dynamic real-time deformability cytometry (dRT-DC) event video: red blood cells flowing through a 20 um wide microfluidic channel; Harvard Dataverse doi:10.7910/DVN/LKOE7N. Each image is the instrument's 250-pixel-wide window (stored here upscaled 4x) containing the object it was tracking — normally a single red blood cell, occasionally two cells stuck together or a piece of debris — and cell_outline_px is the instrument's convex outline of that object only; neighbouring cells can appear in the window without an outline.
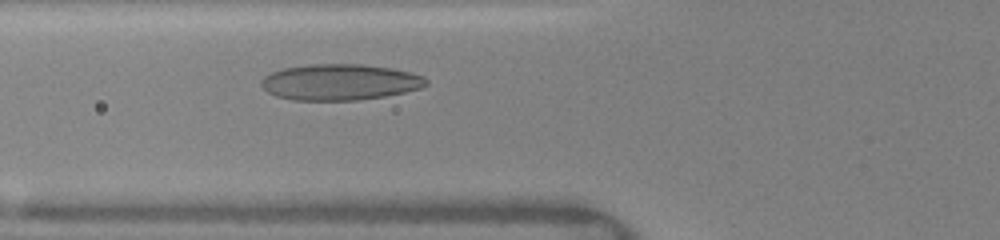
{"species": "human", "species_latin": "Homo sapiens", "temperature_condition": "warm", "stored_images_in_passage": 6, "camera_frame_rate_fps": 3000, "um_per_image_px": 0.085, "donor": {"sex": "female"}, "frame": {"image": 1, "passage_image": 6, "time_ms": 2.0, "image_size_px": [1000, 240], "cell_outline_px": [[428, 84], [420, 88], [404, 92], [384, 96], [356, 100], [292, 100], [276, 96], [268, 92], [260, 84], [260, 80], [264, 76], [272, 72], [284, 68], [312, 64], [360, 64], [392, 68], [424, 76], [428, 80]], "centroid_in_image_um": [28.88, 6.98], "position_along_channel_um": 96.9, "area_um2": 34.56}}